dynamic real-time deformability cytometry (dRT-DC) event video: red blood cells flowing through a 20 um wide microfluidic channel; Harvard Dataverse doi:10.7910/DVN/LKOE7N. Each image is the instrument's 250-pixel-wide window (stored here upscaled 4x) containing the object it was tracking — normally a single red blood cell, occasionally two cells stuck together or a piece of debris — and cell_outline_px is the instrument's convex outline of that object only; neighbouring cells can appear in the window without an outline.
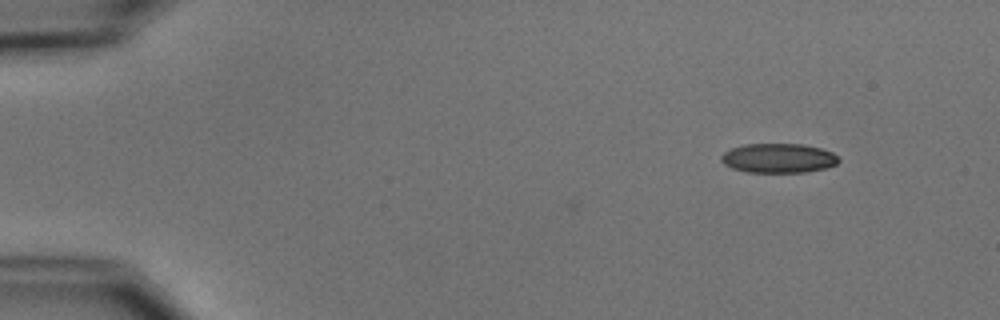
{"species": "common noctule bat (a hibernating species)", "species_latin": "Nyctalus noctula", "temperature_condition": "cold", "stored_images_in_passage": 3, "camera_frame_rate_fps": 3000, "um_per_image_px": 0.085, "animal": {"sex": "male", "body_mass_g": 15.6}, "frame": {"image": 1, "passage_image": 3, "time_ms": 2.333, "image_size_px": [1000, 320], "cell_outline_px": [[840, 160], [836, 164], [824, 168], [804, 172], [748, 172], [732, 168], [724, 164], [720, 160], [720, 156], [724, 152], [732, 148], [744, 144], [804, 144], [820, 148], [832, 152]], "centroid_in_image_um": [66.14, 13.44], "position_along_channel_um": 18.9, "area_um2": 20.06}}